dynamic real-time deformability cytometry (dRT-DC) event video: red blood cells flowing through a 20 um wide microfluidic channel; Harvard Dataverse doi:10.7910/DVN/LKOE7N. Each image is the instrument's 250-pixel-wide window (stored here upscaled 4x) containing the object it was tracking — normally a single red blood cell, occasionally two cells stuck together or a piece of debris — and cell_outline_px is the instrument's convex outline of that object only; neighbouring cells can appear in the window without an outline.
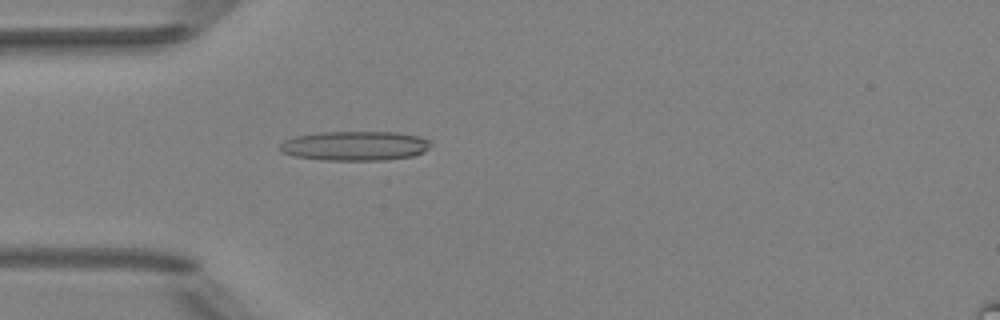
{"species": "Egyptian fruit bat (a non-hibernating species)", "species_latin": "Rousettus aegyptiacus", "temperature_condition": "room temperature", "stored_images_in_passage": 46, "camera_frame_rate_fps": 3000, "um_per_image_px": 0.085, "animal": {"sex": "female"}, "frame": {"image": 1, "passage_image": 10, "time_ms": 3.0, "image_size_px": [1000, 320], "cell_outline_px": [[432, 144], [424, 152], [412, 156], [384, 160], [324, 160], [296, 156], [280, 152], [280, 144], [284, 140], [296, 136], [320, 132], [396, 132], [420, 136], [432, 140]], "centroid_in_image_um": [30.21, 12.39], "position_along_channel_um": 54.8, "area_um2": 26.01}}
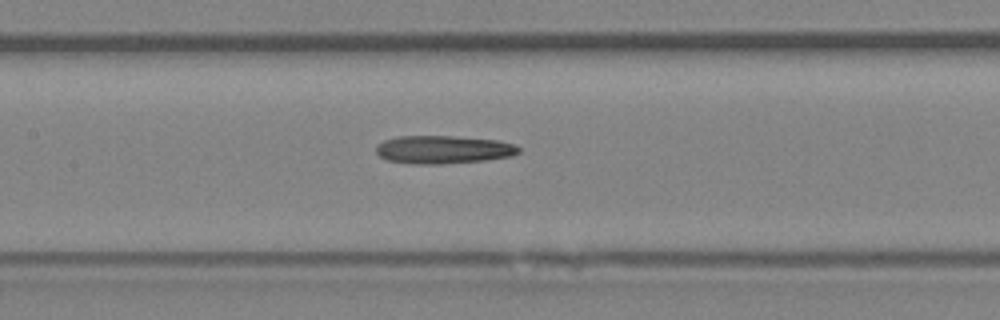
{"frame": {"image": 2, "passage_image": 19, "time_ms": 6.0, "image_size_px": [1000, 320], "cell_outline_px": [[520, 152], [512, 156], [484, 160], [440, 164], [412, 164], [388, 160], [380, 156], [376, 152], [376, 144], [384, 140], [400, 136], [452, 136], [496, 140], [512, 144], [520, 148]], "centroid_in_image_um": [37.65, 12.71], "position_along_channel_um": 169.8, "area_um2": 23.24}}
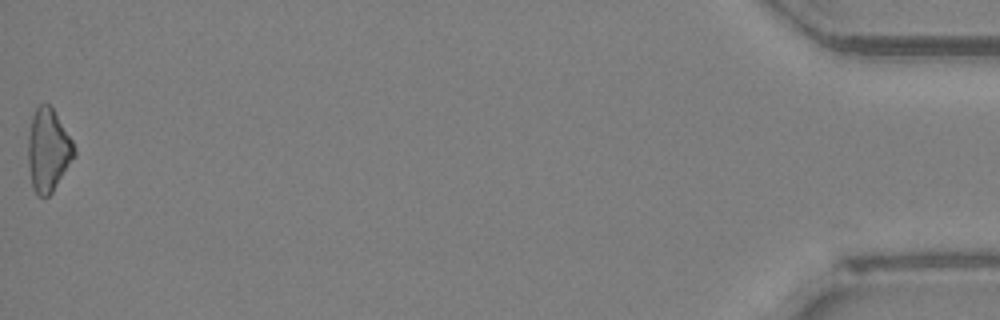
{"frame": {"image": 3, "passage_image": 46, "time_ms": 15.0, "image_size_px": [1000, 320], "cell_outline_px": [[76, 156], [52, 192], [48, 196], [36, 196], [32, 188], [28, 164], [28, 136], [32, 116], [36, 108], [40, 104], [48, 104], [52, 108], [72, 140], [76, 148]], "centroid_in_image_um": [4.09, 12.8], "position_along_channel_um": 431.1, "area_um2": 22.31}, "authors_computed_cell_mechanics": {"area_um2": 23.0333, "velocity_mm_per_s": 4.0393, "shape_relaxation_time_tau1_ms": 8.9169, "shape_relaxation_time_tau2_ms": 7.9323, "deformation_change_tau1": 0.2094, "deformation_change_tau2": 0.2712}}